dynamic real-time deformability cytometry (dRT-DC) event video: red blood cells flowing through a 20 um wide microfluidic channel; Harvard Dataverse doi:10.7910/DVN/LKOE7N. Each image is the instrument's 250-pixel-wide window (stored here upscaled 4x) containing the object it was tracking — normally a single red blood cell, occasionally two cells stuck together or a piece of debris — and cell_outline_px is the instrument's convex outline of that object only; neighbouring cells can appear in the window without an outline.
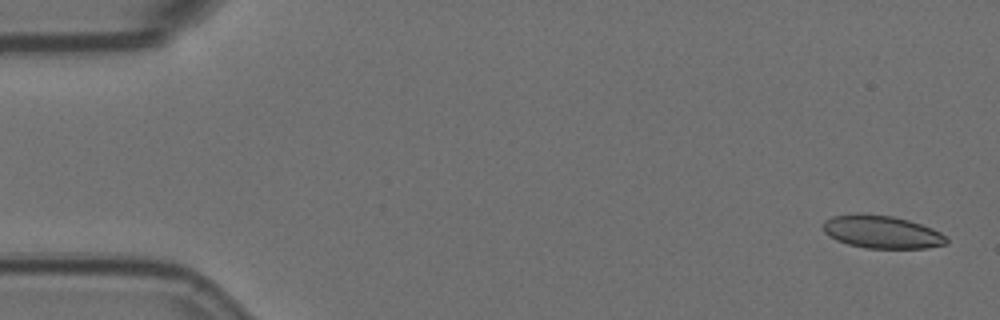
{"species": "Egyptian fruit bat (a non-hibernating species)", "species_latin": "Rousettus aegyptiacus", "temperature_condition": "room temperature", "stored_images_in_passage": 5, "camera_frame_rate_fps": 3000, "um_per_image_px": 0.085, "animal": {"sex": "female"}, "frame": {"image": 1, "passage_image": 1, "time_ms": 0.0, "image_size_px": [1000, 320], "cell_outline_px": [[948, 244], [928, 248], [864, 248], [848, 244], [836, 240], [828, 236], [824, 232], [824, 220], [832, 216], [892, 216], [908, 220], [932, 228], [948, 236]], "centroid_in_image_um": [75.02, 19.76], "position_along_channel_um": 10.0, "area_um2": 23.06}}
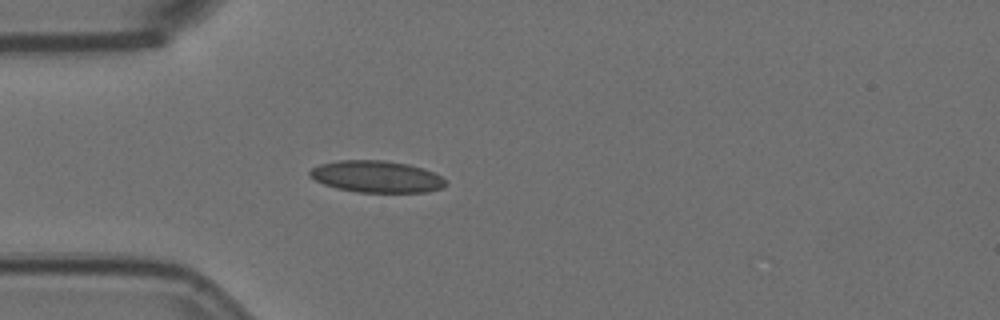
{"frame": {"image": 2, "passage_image": 5, "time_ms": 1.333, "image_size_px": [1000, 320], "cell_outline_px": [[448, 184], [444, 188], [428, 192], [356, 192], [336, 188], [324, 184], [308, 176], [308, 172], [312, 168], [320, 164], [340, 160], [384, 160], [408, 164], [424, 168], [440, 176]], "centroid_in_image_um": [32.01, 15.01], "position_along_channel_um": 53.0, "area_um2": 25.26}}